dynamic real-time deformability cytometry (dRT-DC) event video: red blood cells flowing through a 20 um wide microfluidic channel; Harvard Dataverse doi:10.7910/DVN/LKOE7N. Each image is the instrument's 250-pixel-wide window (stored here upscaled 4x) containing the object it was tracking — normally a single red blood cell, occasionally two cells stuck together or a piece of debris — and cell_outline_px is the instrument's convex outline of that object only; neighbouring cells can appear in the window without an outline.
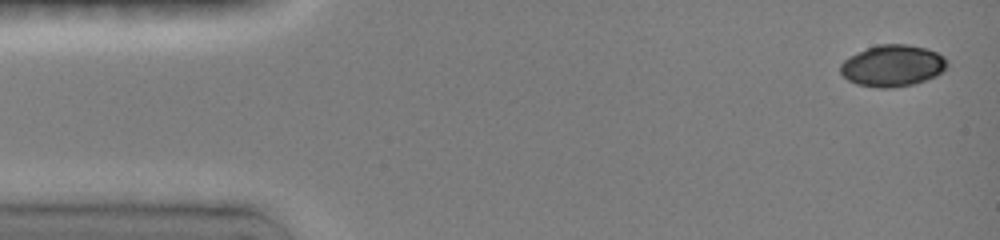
{"species": "common noctule bat (a hibernating species)", "species_latin": "Nyctalus noctula", "temperature_condition": "room temperature", "stored_images_in_passage": 61, "camera_frame_rate_fps": 3000, "um_per_image_px": 0.085, "animal": {"sex": "female", "body_mass_g": 19.0, "forearm_length_mm": 51.5}, "frame": {"image": 1, "passage_image": 1, "time_ms": 0.0, "image_size_px": [1000, 240], "cell_outline_px": [[948, 64], [936, 76], [912, 84], [892, 88], [880, 88], [856, 84], [848, 80], [840, 72], [840, 64], [844, 60], [876, 44], [908, 44], [928, 48], [944, 56], [948, 60]], "centroid_in_image_um": [75.88, 5.58], "position_along_channel_um": 9.1, "area_um2": 25.72}}
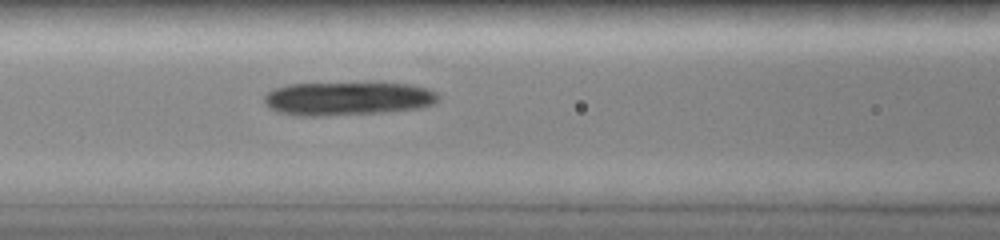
{"frame": {"image": 2, "passage_image": 22, "time_ms": 6.0, "image_size_px": [1000, 240], "cell_outline_px": [[440, 100], [436, 104], [424, 108], [388, 112], [328, 116], [292, 116], [276, 112], [268, 108], [264, 104], [264, 96], [268, 92], [276, 88], [288, 84], [408, 84], [424, 88], [436, 92]], "centroid_in_image_um": [29.53, 8.42], "position_along_channel_um": 137.1, "area_um2": 34.22}}
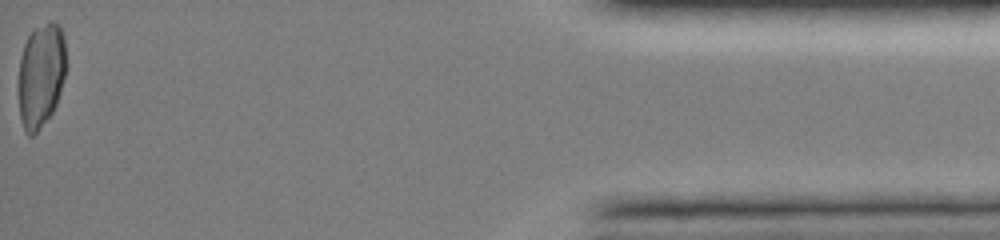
{"frame": {"image": 3, "passage_image": 61, "time_ms": 15.333, "image_size_px": [1000, 240], "cell_outline_px": [[68, 68], [56, 104], [52, 112], [36, 132], [32, 136], [28, 136], [24, 128], [20, 116], [20, 56], [24, 44], [28, 36], [36, 28], [48, 20], [52, 20], [60, 24], [64, 36], [68, 64]], "centroid_in_image_um": [3.54, 6.32], "position_along_channel_um": 431.7, "area_um2": 29.13}}